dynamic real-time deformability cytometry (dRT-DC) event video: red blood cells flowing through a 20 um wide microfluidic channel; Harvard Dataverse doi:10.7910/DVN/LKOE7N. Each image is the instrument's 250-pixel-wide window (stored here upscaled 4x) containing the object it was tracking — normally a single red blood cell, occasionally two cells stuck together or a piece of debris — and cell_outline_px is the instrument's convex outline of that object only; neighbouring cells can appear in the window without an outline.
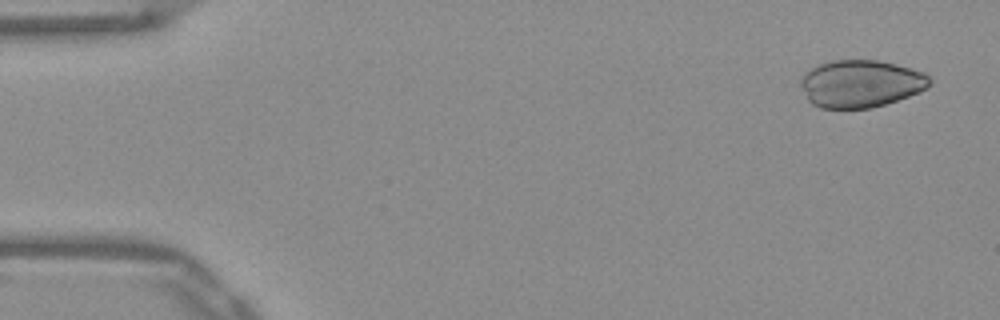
{"species": "Egyptian fruit bat (a non-hibernating species)", "species_latin": "Rousettus aegyptiacus", "temperature_condition": "warm", "stored_images_in_passage": 52, "camera_frame_rate_fps": 3000, "um_per_image_px": 0.085, "frame": {"image": 1, "passage_image": 3, "time_ms": 0.667, "image_size_px": [1000, 320], "cell_outline_px": [[932, 84], [928, 88], [920, 92], [872, 108], [820, 108], [812, 104], [808, 100], [800, 84], [800, 80], [804, 72], [820, 64], [832, 60], [880, 60], [924, 72], [932, 80]], "centroid_in_image_um": [73.17, 7.11], "position_along_channel_um": 11.8, "area_um2": 35.72}}